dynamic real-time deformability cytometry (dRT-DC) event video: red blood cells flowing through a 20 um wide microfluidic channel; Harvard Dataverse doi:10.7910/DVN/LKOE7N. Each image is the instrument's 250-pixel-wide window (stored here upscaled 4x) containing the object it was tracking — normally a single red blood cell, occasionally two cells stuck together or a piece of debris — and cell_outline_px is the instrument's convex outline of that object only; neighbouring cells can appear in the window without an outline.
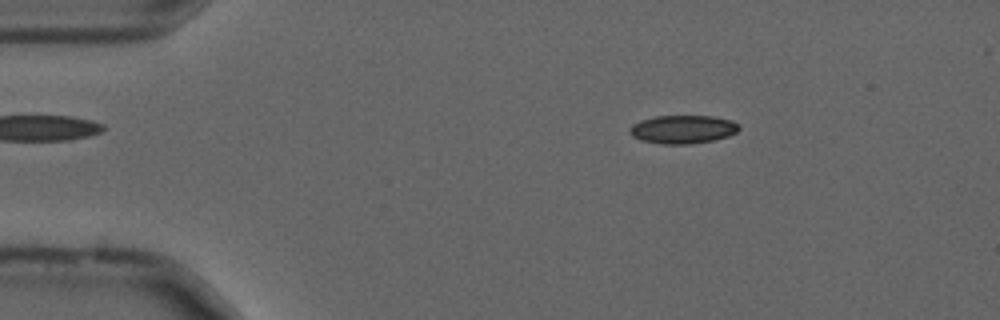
{"species": "common noctule bat (a hibernating species)", "species_latin": "Nyctalus noctula", "temperature_condition": "cold", "stored_images_in_passage": 51, "camera_frame_rate_fps": 3000, "um_per_image_px": 0.085, "animal": {"sex": "male", "forearm_length_mm": 52.5}, "frame": {"image": 1, "passage_image": 5, "time_ms": 1.333, "image_size_px": [1000, 320], "cell_outline_px": [[740, 128], [736, 132], [728, 136], [712, 140], [688, 144], [660, 144], [640, 140], [632, 136], [628, 132], [628, 128], [632, 124], [640, 120], [656, 116], [716, 116], [732, 120], [740, 124]], "centroid_in_image_um": [58.02, 10.99], "position_along_channel_um": 27.0, "area_um2": 18.26}}
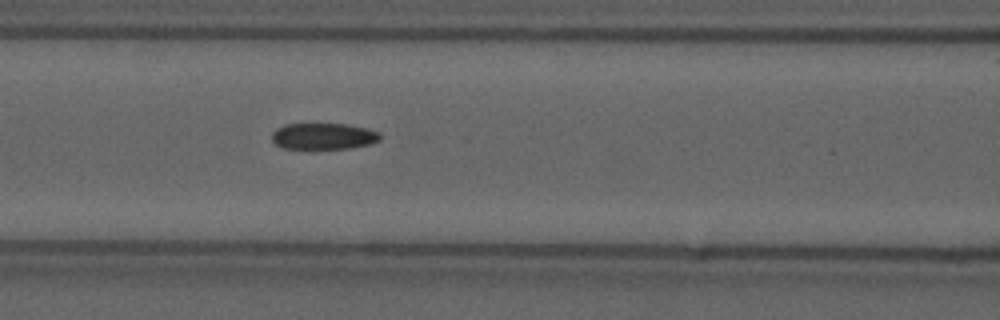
{"frame": {"image": 2, "passage_image": 19, "time_ms": 6.0, "image_size_px": [1000, 320], "cell_outline_px": [[380, 140], [372, 144], [352, 148], [280, 148], [272, 140], [272, 132], [276, 128], [284, 124], [348, 124], [368, 128], [380, 132]], "centroid_in_image_um": [27.52, 11.57], "position_along_channel_um": 139.1, "area_um2": 16.76}}
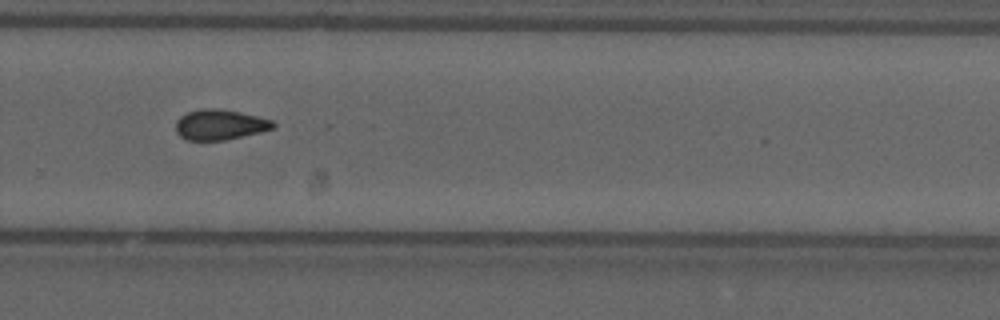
{"frame": {"image": 3, "passage_image": 33, "time_ms": 10.667, "image_size_px": [1000, 320], "cell_outline_px": [[276, 124], [272, 128], [260, 132], [224, 140], [188, 140], [180, 136], [176, 132], [176, 120], [180, 116], [188, 112], [200, 108], [220, 108], [240, 112], [272, 120]], "centroid_in_image_um": [18.66, 10.58], "position_along_channel_um": 311.1, "area_um2": 17.17}, "authors_computed_cell_mechanics": {"area_um2": 17.6868, "velocity_mm_per_s": 3.7009, "shape_relaxation_time_tau1_ms": 5.9241, "shape_relaxation_time_tau2_ms": 3.0721, "deformation_change_tau1": 0.1354, "deformation_change_tau2": 0.0929}}